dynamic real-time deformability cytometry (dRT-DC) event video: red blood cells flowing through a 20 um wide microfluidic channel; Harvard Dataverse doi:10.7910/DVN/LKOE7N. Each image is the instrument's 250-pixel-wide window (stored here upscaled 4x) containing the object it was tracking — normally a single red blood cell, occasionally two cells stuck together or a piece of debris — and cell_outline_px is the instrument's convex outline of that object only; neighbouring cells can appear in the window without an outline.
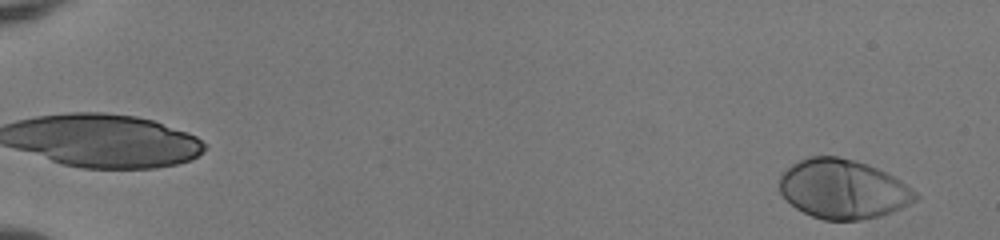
{"species": "human", "species_latin": "Homo sapiens", "temperature_condition": "room temperature", "stored_images_in_passage": 52, "camera_frame_rate_fps": 3000, "um_per_image_px": 0.085, "donor": {"sex": "female"}, "frame": {"image": 1, "passage_image": 2, "time_ms": 0.333, "image_size_px": [1000, 240], "cell_outline_px": [[920, 196], [916, 200], [900, 208], [880, 216], [860, 220], [824, 220], [812, 216], [796, 208], [780, 192], [780, 176], [792, 164], [800, 160], [812, 156], [836, 156], [856, 160], [868, 164], [900, 180], [916, 192]], "centroid_in_image_um": [71.66, 16.07], "position_along_channel_um": 13.3, "area_um2": 46.59}}
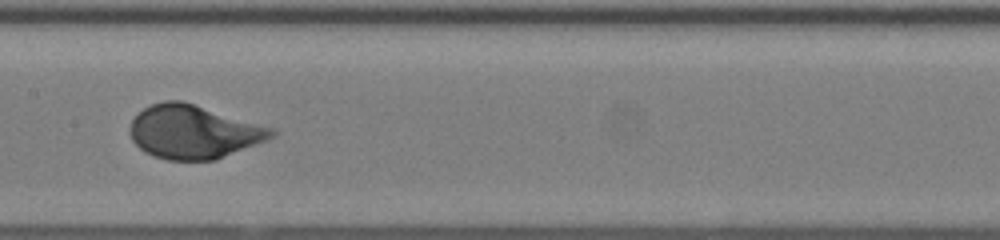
{"frame": {"image": 2, "passage_image": 29, "time_ms": 9.333, "image_size_px": [1000, 240], "cell_outline_px": [[276, 136], [216, 160], [168, 160], [152, 156], [144, 152], [132, 140], [128, 128], [132, 120], [144, 108], [152, 104], [164, 100], [180, 100], [276, 128]], "centroid_in_image_um": [16.46, 11.21], "position_along_channel_um": 190.9, "area_um2": 44.27}}
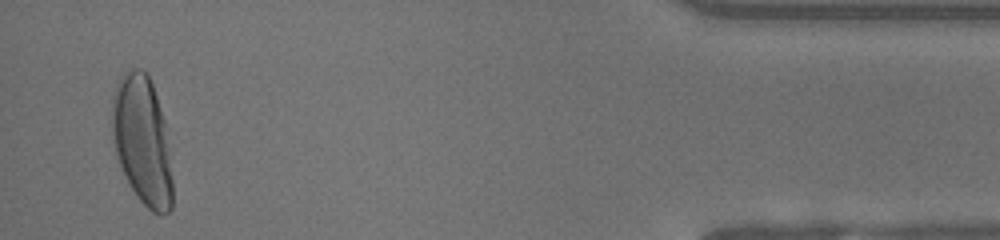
{"frame": {"image": 3, "passage_image": 51, "time_ms": 16.667, "image_size_px": [1000, 240], "cell_outline_px": [[172, 208], [168, 212], [152, 212], [140, 200], [124, 176], [116, 152], [112, 136], [112, 100], [116, 88], [124, 72], [128, 68], [140, 68], [148, 76], [152, 84], [164, 120], [172, 180]], "centroid_in_image_um": [12.08, 11.94], "position_along_channel_um": 423.1, "area_um2": 44.56}, "authors_computed_cell_mechanics": {"area_um2": 43.928, "velocity_mm_per_s": 3.9803, "shape_relaxation_time_tau1_ms": 3.0495, "shape_relaxation_time_tau2_ms": null, "deformation_change_tau1": 0.1982, "deformation_change_tau2": null}}